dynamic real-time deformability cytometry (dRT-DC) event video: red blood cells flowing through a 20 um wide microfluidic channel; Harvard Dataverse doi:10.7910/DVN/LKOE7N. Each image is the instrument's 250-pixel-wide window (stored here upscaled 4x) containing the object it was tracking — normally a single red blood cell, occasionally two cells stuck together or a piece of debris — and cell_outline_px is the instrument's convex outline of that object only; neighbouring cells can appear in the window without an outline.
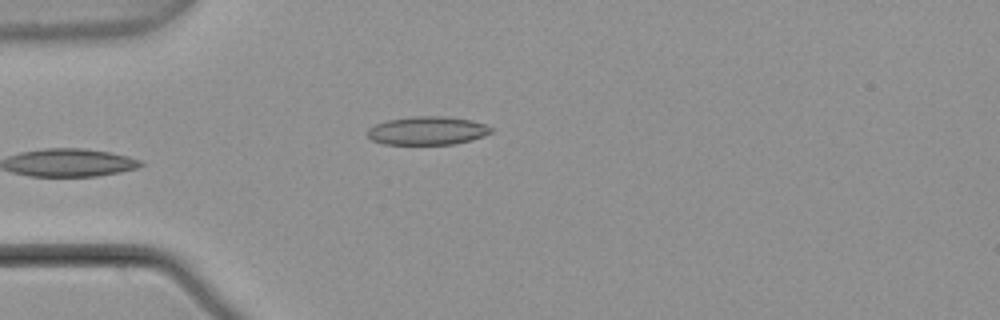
{"species": "common noctule bat (a hibernating species)", "species_latin": "Nyctalus noctula", "temperature_condition": "warm", "stored_images_in_passage": 3, "camera_frame_rate_fps": 3000, "um_per_image_px": 0.085, "animal": {"sex": "male", "body_mass_g": 21.5, "forearm_length_mm": 52.0}, "frame": {"image": 1, "passage_image": 3, "time_ms": 0.667, "image_size_px": [1000, 320], "cell_outline_px": [[492, 132], [484, 136], [472, 140], [456, 144], [384, 144], [372, 140], [368, 136], [368, 128], [376, 124], [388, 120], [412, 116], [444, 116], [472, 120], [484, 124], [492, 128]], "centroid_in_image_um": [36.35, 11.11], "position_along_channel_um": 48.7, "area_um2": 20.46}}